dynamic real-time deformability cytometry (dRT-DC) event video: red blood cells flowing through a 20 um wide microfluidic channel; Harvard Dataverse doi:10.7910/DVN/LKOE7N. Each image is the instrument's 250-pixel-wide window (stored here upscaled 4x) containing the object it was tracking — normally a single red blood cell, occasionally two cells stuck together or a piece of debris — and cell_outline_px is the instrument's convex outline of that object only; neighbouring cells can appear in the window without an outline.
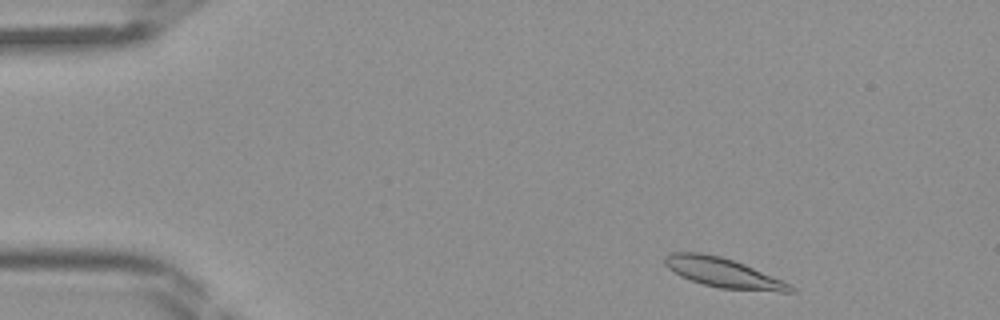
{"species": "Egyptian fruit bat (a non-hibernating species)", "species_latin": "Rousettus aegyptiacus", "temperature_condition": "room temperature", "stored_images_in_passage": 40, "camera_frame_rate_fps": 3000, "um_per_image_px": 0.085, "frame": {"image": 1, "passage_image": 2, "time_ms": 0.333, "image_size_px": [1000, 320], "cell_outline_px": [[796, 292], [780, 292], [720, 288], [704, 284], [680, 276], [668, 268], [664, 264], [664, 256], [672, 252], [700, 252], [720, 256], [744, 264], [792, 284], [796, 288]], "centroid_in_image_um": [61.49, 23.18], "position_along_channel_um": 23.5, "area_um2": 21.62}}
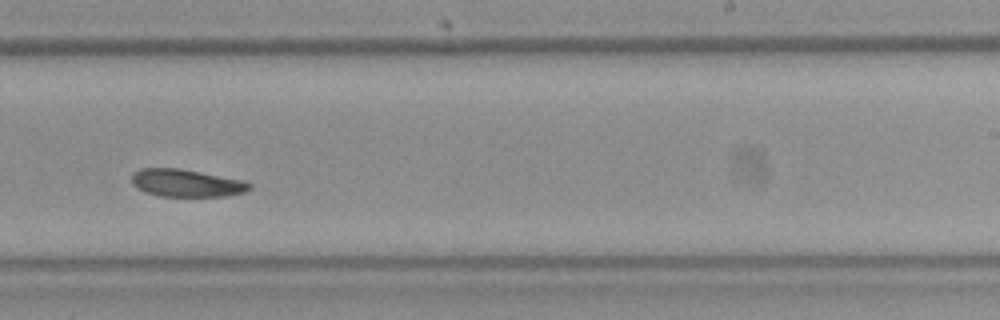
{"frame": {"image": 2, "passage_image": 24, "time_ms": 7.667, "image_size_px": [1000, 320], "cell_outline_px": [[252, 188], [244, 192], [224, 196], [160, 196], [144, 192], [136, 188], [132, 184], [132, 172], [140, 168], [180, 168], [248, 180], [252, 184]], "centroid_in_image_um": [15.87, 15.54], "position_along_channel_um": 273.1, "area_um2": 19.31}}
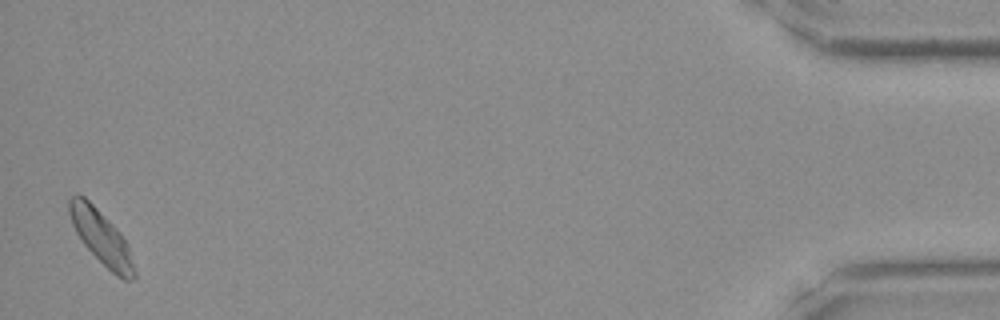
{"frame": {"image": 3, "passage_image": 40, "time_ms": 13.0, "image_size_px": [1000, 320], "cell_outline_px": [[136, 276], [132, 280], [124, 280], [116, 276], [84, 244], [76, 232], [72, 224], [68, 212], [68, 200], [76, 192], [84, 196], [120, 232], [128, 244], [136, 272]], "centroid_in_image_um": [8.61, 20.16], "position_along_channel_um": 426.6, "area_um2": 20.17}}